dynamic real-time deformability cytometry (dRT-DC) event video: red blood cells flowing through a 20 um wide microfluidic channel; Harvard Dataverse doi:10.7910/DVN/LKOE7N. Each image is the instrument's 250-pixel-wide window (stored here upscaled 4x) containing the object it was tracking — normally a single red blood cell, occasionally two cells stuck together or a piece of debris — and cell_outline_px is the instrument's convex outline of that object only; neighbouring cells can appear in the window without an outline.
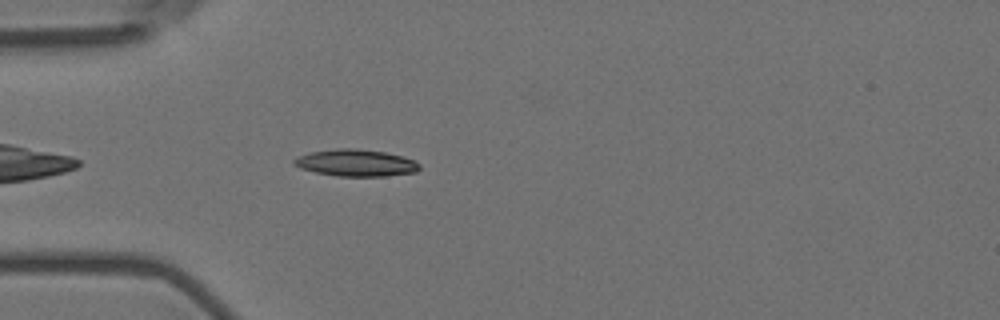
{"species": "Egyptian fruit bat (a non-hibernating species)", "species_latin": "Rousettus aegyptiacus", "temperature_condition": "room temperature", "stored_images_in_passage": 44, "camera_frame_rate_fps": 3000, "um_per_image_px": 0.085, "animal": {"sex": "female"}, "frame": {"image": 1, "passage_image": 4, "time_ms": 1.0, "image_size_px": [1000, 320], "cell_outline_px": [[420, 168], [416, 172], [384, 176], [336, 176], [316, 172], [300, 168], [292, 164], [292, 160], [296, 156], [312, 152], [336, 148], [356, 148], [384, 152], [404, 156], [420, 164]], "centroid_in_image_um": [30.22, 13.84], "position_along_channel_um": 54.8, "area_um2": 19.71}}
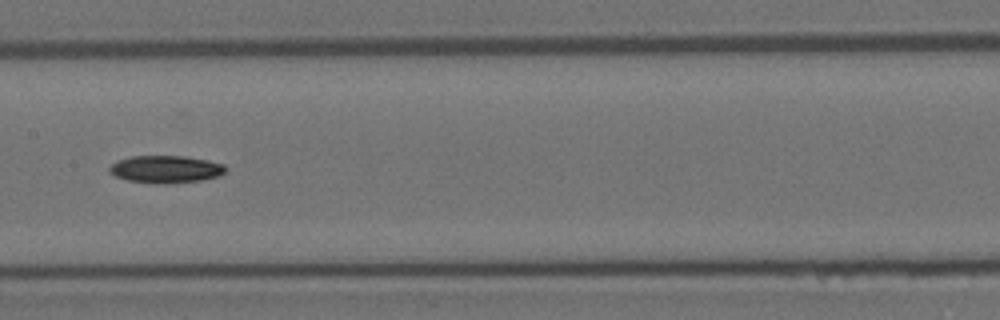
{"frame": {"image": 2, "passage_image": 16, "time_ms": 5.0, "image_size_px": [1000, 320], "cell_outline_px": [[228, 168], [220, 176], [200, 180], [168, 184], [152, 184], [128, 180], [116, 176], [108, 172], [108, 168], [112, 164], [120, 160], [132, 156], [184, 156], [208, 160], [224, 164]], "centroid_in_image_um": [14.11, 14.39], "position_along_channel_um": 193.3, "area_um2": 18.67}}
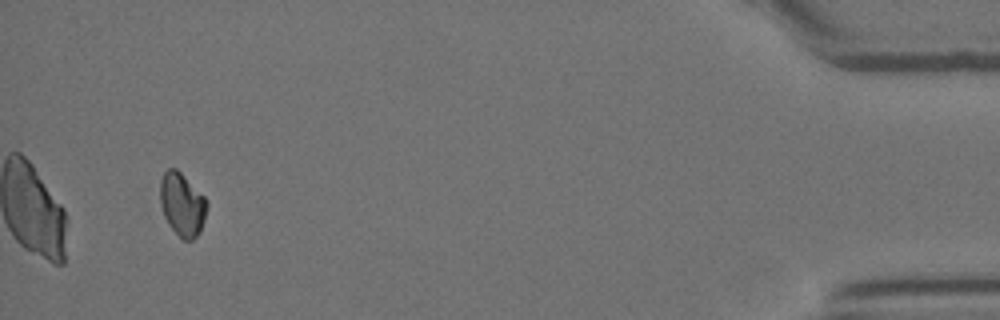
{"frame": {"image": 3, "passage_image": 41, "time_ms": 13.333, "image_size_px": [1000, 320], "cell_outline_px": [[208, 204], [204, 220], [200, 232], [192, 240], [184, 240], [168, 224], [164, 216], [160, 204], [160, 180], [164, 172], [168, 168], [176, 168], [204, 196]], "centroid_in_image_um": [15.47, 17.37], "position_along_channel_um": 419.7, "area_um2": 17.11}, "authors_computed_cell_mechanics": {"area_um2": 17.8313, "velocity_mm_per_s": 3.619, "shape_relaxation_time_tau1_ms": 10.4185, "shape_relaxation_time_tau2_ms": null, "deformation_change_tau1": 0.1615, "deformation_change_tau2": null}}